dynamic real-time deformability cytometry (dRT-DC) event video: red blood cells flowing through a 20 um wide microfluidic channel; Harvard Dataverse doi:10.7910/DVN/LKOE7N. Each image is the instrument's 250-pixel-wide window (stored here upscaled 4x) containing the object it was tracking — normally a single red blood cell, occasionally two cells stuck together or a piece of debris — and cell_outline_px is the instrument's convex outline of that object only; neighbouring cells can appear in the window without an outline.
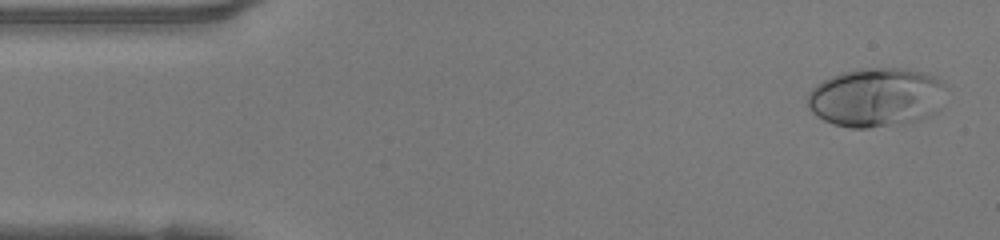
{"species": "human", "species_latin": "Homo sapiens", "temperature_condition": "warm", "stored_images_in_passage": 47, "camera_frame_rate_fps": 3000, "um_per_image_px": 0.085, "donor": {"sex": "female"}, "frame": {"image": 1, "passage_image": 2, "time_ms": 0.333, "image_size_px": [1000, 240], "cell_outline_px": [[948, 88], [936, 112], [920, 120], [904, 124], [868, 128], [852, 128], [836, 124], [824, 120], [816, 116], [808, 108], [808, 92], [816, 84], [832, 76], [844, 72], [868, 68], [900, 68], [920, 72], [944, 80]], "centroid_in_image_um": [74.51, 8.29], "position_along_channel_um": 10.5, "area_um2": 47.86}}
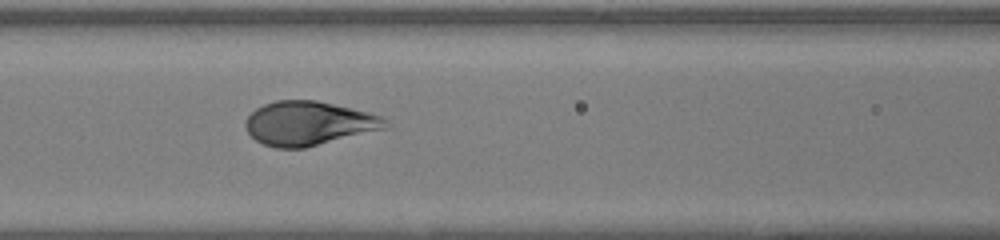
{"frame": {"image": 2, "passage_image": 19, "time_ms": 6.0, "image_size_px": [1000, 240], "cell_outline_px": [[392, 128], [304, 148], [276, 148], [264, 144], [256, 140], [244, 128], [244, 120], [256, 108], [264, 104], [276, 100], [316, 100], [368, 112], [384, 116], [388, 120]], "centroid_in_image_um": [26.3, 10.49], "position_along_channel_um": 140.3, "area_um2": 36.41}}
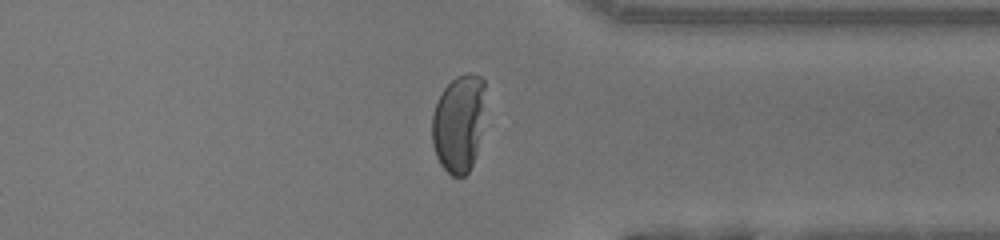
{"frame": {"image": 3, "passage_image": 36, "time_ms": 11.667, "image_size_px": [1000, 240], "cell_outline_px": [[484, 88], [480, 132], [476, 152], [472, 164], [468, 172], [464, 176], [452, 176], [440, 164], [436, 156], [432, 144], [432, 116], [436, 104], [444, 88], [456, 76], [468, 72], [472, 72], [480, 76], [484, 80]], "centroid_in_image_um": [38.96, 10.47], "position_along_channel_um": 372.4, "area_um2": 29.82}, "authors_computed_cell_mechanics": {"area_um2": 37.4544, "velocity_mm_per_s": 4.186, "shape_relaxation_time_tau1_ms": 3.7649, "shape_relaxation_time_tau2_ms": null, "deformation_change_tau1": 0.2584, "deformation_change_tau2": null}}